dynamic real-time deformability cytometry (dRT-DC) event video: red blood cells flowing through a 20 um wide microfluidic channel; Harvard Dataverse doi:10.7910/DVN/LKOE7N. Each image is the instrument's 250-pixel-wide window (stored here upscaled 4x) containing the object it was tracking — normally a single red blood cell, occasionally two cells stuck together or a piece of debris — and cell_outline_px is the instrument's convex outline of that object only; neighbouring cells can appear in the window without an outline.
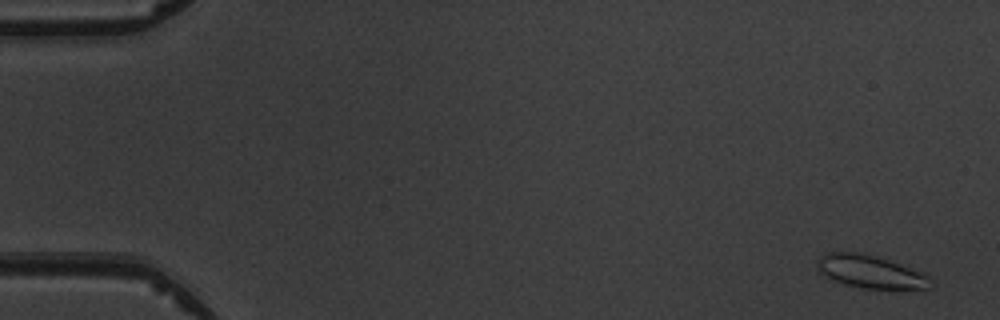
{"species": "common noctule bat (a hibernating species)", "species_latin": "Nyctalus noctula", "temperature_condition": "warm", "stored_images_in_passage": 5, "camera_frame_rate_fps": 3000, "um_per_image_px": 0.085, "animal": {"sex": "male", "body_mass_g": 19.5, "forearm_length_mm": 54.6}, "frame": {"image": 1, "passage_image": 1, "time_ms": 0.0, "image_size_px": [1000, 320], "cell_outline_px": [[936, 284], [924, 292], [860, 288], [844, 284], [832, 280], [824, 276], [816, 268], [816, 260], [820, 256], [828, 252], [856, 252], [876, 256], [924, 272]], "centroid_in_image_um": [74.1, 23.16], "position_along_channel_um": 10.9, "area_um2": 22.89}}
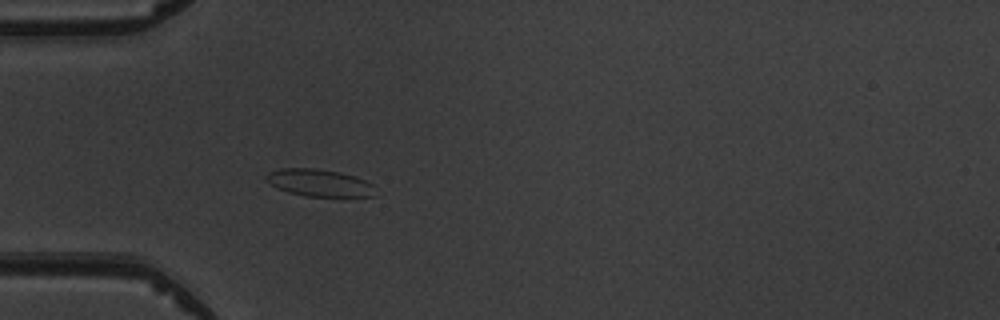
{"frame": {"image": 2, "passage_image": 5, "time_ms": 4.667, "image_size_px": [1000, 320], "cell_outline_px": [[376, 196], [308, 196], [288, 192], [276, 188], [264, 180], [264, 176], [268, 172], [280, 168], [316, 168], [340, 172], [364, 180], [372, 184]], "centroid_in_image_um": [27.07, 15.53], "position_along_channel_um": 57.9, "area_um2": 17.28}}